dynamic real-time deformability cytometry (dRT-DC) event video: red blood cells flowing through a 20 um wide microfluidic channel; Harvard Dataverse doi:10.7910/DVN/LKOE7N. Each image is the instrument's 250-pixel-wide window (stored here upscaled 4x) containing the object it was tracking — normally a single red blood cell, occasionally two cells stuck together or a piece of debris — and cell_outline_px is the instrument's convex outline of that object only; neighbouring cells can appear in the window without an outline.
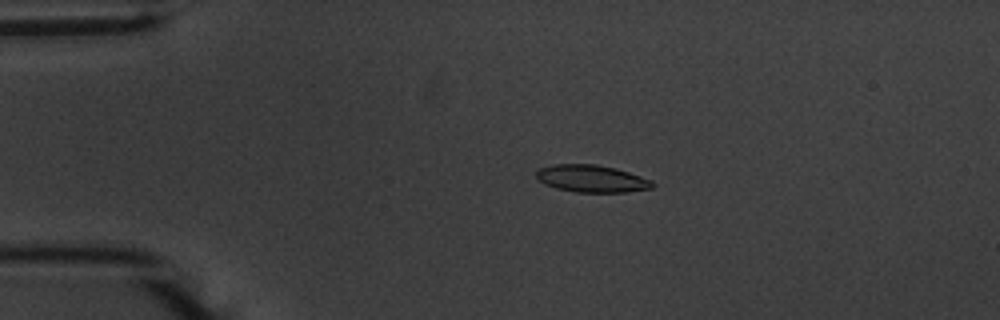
{"species": "common noctule bat (a hibernating species)", "species_latin": "Nyctalus noctula", "temperature_condition": "warm", "stored_images_in_passage": 55, "camera_frame_rate_fps": 3000, "um_per_image_px": 0.085, "animal": {"sex": "male", "body_mass_g": 20.1, "forearm_length_mm": 53.5}, "frame": {"image": 1, "passage_image": 12, "time_ms": 3.667, "image_size_px": [1000, 320], "cell_outline_px": [[656, 184], [652, 188], [624, 192], [576, 192], [556, 188], [544, 184], [536, 180], [536, 172], [540, 168], [552, 164], [596, 164], [616, 168], [652, 180]], "centroid_in_image_um": [50.27, 15.18], "position_along_channel_um": 34.7, "area_um2": 18.55}}
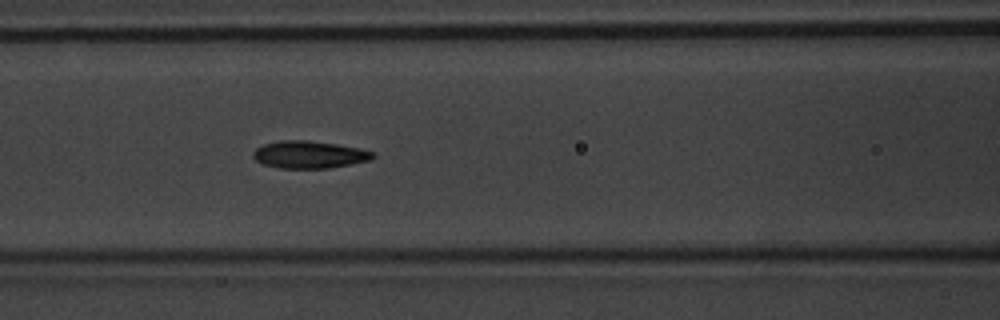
{"frame": {"image": 2, "passage_image": 24, "time_ms": 7.667, "image_size_px": [1000, 320], "cell_outline_px": [[376, 156], [372, 160], [328, 168], [280, 168], [264, 164], [256, 160], [252, 156], [252, 152], [256, 148], [264, 144], [280, 140], [308, 140], [336, 144], [360, 148], [376, 152]], "centroid_in_image_um": [26.32, 13.13], "position_along_channel_um": 140.3, "area_um2": 19.19}}
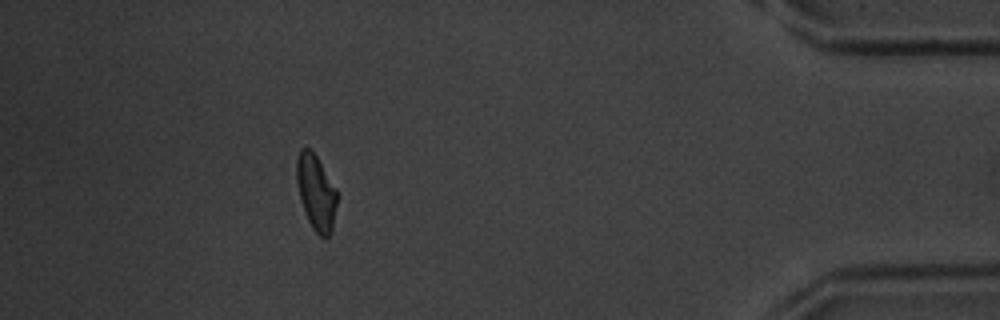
{"frame": {"image": 3, "passage_image": 50, "time_ms": 16.333, "image_size_px": [1000, 320], "cell_outline_px": [[336, 204], [332, 232], [324, 240], [312, 228], [308, 220], [300, 196], [296, 180], [296, 160], [300, 148], [308, 148], [316, 156], [336, 188]], "centroid_in_image_um": [26.86, 16.37], "position_along_channel_um": 408.3, "area_um2": 17.51}, "authors_computed_cell_mechanics": {"area_um2": 18.3804, "velocity_mm_per_s": 3.6818, "shape_relaxation_time_tau1_ms": 4.1152, "shape_relaxation_time_tau2_ms": 2.0373, "deformation_change_tau1": 0.1581, "deformation_change_tau2": 0.0894}}